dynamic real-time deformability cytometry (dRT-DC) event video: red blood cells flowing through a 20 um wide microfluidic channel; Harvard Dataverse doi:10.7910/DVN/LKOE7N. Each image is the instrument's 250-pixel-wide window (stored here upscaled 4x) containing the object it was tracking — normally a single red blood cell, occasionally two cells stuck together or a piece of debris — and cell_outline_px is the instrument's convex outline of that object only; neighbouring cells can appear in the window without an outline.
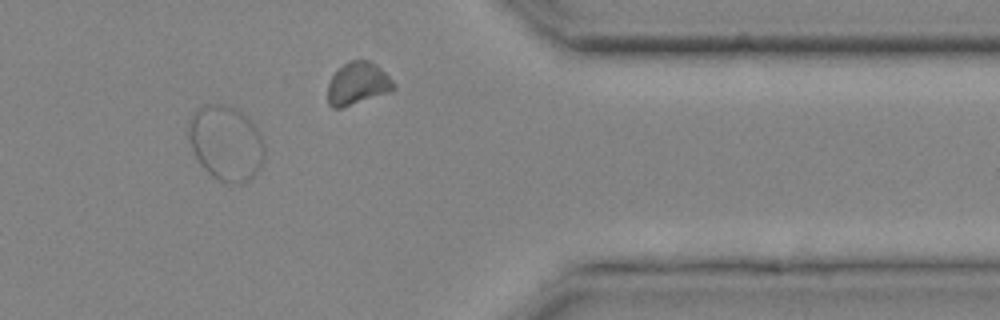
{"species": "common noctule bat (a hibernating species)", "species_latin": "Nyctalus noctula", "temperature_condition": "cold", "stored_images_in_passage": 29, "camera_frame_rate_fps": 3000, "um_per_image_px": 0.085, "animal": {"sex": "male", "body_mass_g": 20.4}, "frame": {"image": 1, "passage_image": 25, "time_ms": 8.0, "image_size_px": [1000, 320], "cell_outline_px": [[264, 160], [260, 168], [248, 180], [220, 180], [212, 176], [200, 164], [192, 148], [188, 136], [188, 124], [192, 112], [204, 104], [228, 104], [236, 108], [248, 116], [256, 128], [264, 144]], "centroid_in_image_um": [19.19, 12.08], "position_along_channel_um": 392.2, "area_um2": 32.83}}